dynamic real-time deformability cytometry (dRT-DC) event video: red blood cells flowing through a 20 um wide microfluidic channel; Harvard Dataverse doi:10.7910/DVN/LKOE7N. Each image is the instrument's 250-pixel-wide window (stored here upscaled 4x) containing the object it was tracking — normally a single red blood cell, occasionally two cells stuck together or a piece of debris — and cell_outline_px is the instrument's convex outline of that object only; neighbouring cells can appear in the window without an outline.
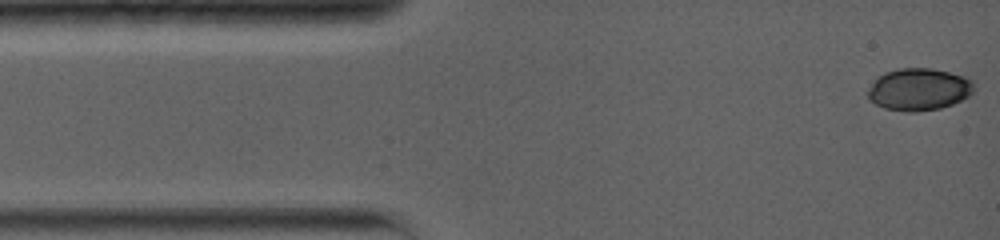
{"species": "common noctule bat (a hibernating species)", "species_latin": "Nyctalus noctula", "temperature_condition": "warm", "stored_images_in_passage": 23, "camera_frame_rate_fps": 5000, "um_per_image_px": 0.085, "animal": {"sex": "female", "body_mass_g": 19.0, "forearm_length_mm": 56.7}, "frame": {"image": 1, "passage_image": 1, "time_ms": 0.0, "image_size_px": [1000, 240], "cell_outline_px": [[976, 88], [968, 96], [952, 104], [940, 108], [916, 112], [904, 112], [884, 108], [868, 100], [868, 88], [872, 80], [876, 76], [884, 72], [896, 68], [932, 68], [972, 76], [976, 80]], "centroid_in_image_um": [78.14, 7.57], "position_along_channel_um": 6.9, "area_um2": 26.99}}
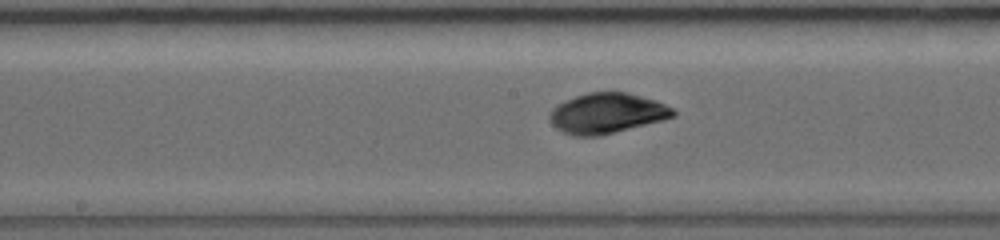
{"frame": {"image": 2, "passage_image": 14, "time_ms": 7.0, "image_size_px": [1000, 240], "cell_outline_px": [[676, 116], [664, 120], [600, 136], [572, 136], [556, 128], [552, 124], [548, 116], [552, 108], [556, 104], [564, 100], [588, 92], [628, 92], [656, 100], [672, 108], [676, 112]], "centroid_in_image_um": [51.58, 9.63], "position_along_channel_um": 196.6, "area_um2": 29.25}}
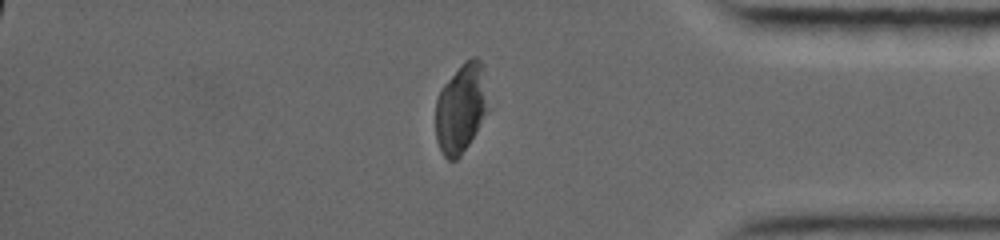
{"frame": {"image": 3, "passage_image": 23, "time_ms": 12.8, "image_size_px": [1000, 240], "cell_outline_px": [[492, 108], [460, 156], [456, 160], [448, 160], [444, 156], [436, 140], [436, 100], [440, 88], [460, 64], [464, 60], [472, 56], [476, 56], [480, 60]], "centroid_in_image_um": [39.22, 9.16], "position_along_channel_um": 396.0, "area_um2": 28.03}, "authors_computed_cell_mechanics": {"area_um2": 28.2642, "velocity_mm_per_s": 3.7802, "shape_relaxation_time_tau1_ms": 3.2252, "shape_relaxation_time_tau2_ms": 2.2816, "deformation_change_tau1": 0.1317, "deformation_change_tau2": 0.0253}}